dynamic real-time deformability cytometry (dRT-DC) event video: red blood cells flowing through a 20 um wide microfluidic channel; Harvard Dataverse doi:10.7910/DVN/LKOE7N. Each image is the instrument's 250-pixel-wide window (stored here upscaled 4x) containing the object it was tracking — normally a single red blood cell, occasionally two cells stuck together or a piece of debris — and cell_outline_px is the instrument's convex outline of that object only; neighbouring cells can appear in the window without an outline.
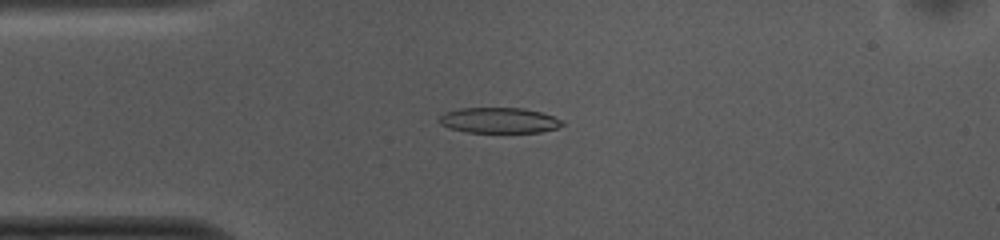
{"species": "common noctule bat (a hibernating species)", "species_latin": "Nyctalus noctula", "temperature_condition": "cold", "stored_images_in_passage": 51, "camera_frame_rate_fps": 3000, "um_per_image_px": 0.085, "animal": {"sex": "female", "body_mass_g": 10.0, "forearm_length_mm": 53.1}, "frame": {"image": 1, "passage_image": 11, "time_ms": 3.333, "image_size_px": [1000, 240], "cell_outline_px": [[564, 124], [556, 128], [540, 132], [468, 132], [448, 128], [440, 124], [440, 116], [444, 112], [460, 108], [524, 108], [540, 112], [552, 116], [560, 120]], "centroid_in_image_um": [42.38, 10.23], "position_along_channel_um": 42.6, "area_um2": 18.15}}
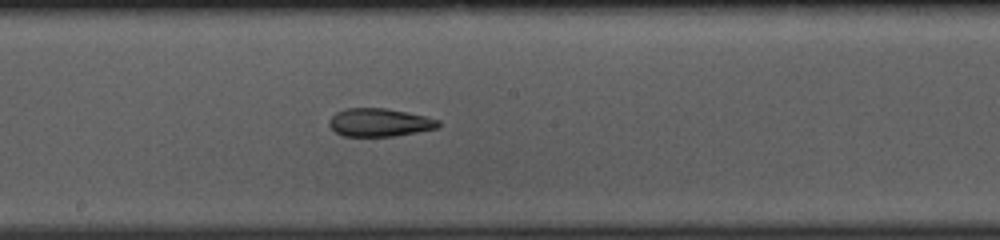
{"frame": {"image": 2, "passage_image": 26, "time_ms": 8.333, "image_size_px": [1000, 240], "cell_outline_px": [[440, 128], [392, 136], [344, 136], [336, 132], [328, 124], [328, 120], [336, 112], [344, 108], [384, 108], [408, 112], [440, 120]], "centroid_in_image_um": [32.26, 10.4], "position_along_channel_um": 215.9, "area_um2": 17.92}}
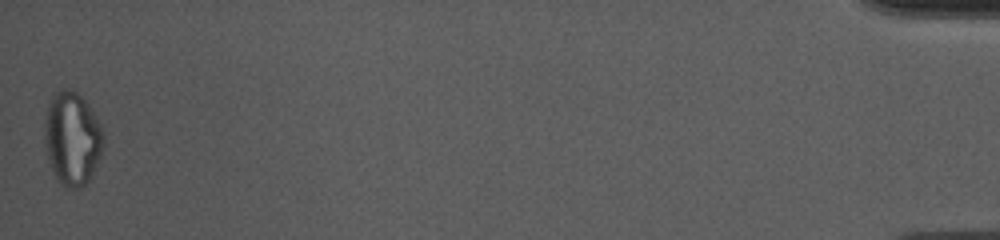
{"frame": {"image": 3, "passage_image": 51, "time_ms": 16.667, "image_size_px": [1000, 240], "cell_outline_px": [[104, 148], [92, 176], [80, 188], [68, 188], [56, 176], [48, 160], [44, 140], [44, 124], [48, 104], [52, 96], [56, 92], [64, 88], [72, 88], [88, 104], [96, 116], [100, 124], [104, 136]], "centroid_in_image_um": [6.15, 11.74], "position_along_channel_um": 429.0, "area_um2": 32.08}, "authors_computed_cell_mechanics": {"area_um2": 19.074, "velocity_mm_per_s": 3.753, "shape_relaxation_time_tau1_ms": null, "shape_relaxation_time_tau2_ms": 3.5896, "deformation_change_tau1": null, "deformation_change_tau2": 0.1189}}